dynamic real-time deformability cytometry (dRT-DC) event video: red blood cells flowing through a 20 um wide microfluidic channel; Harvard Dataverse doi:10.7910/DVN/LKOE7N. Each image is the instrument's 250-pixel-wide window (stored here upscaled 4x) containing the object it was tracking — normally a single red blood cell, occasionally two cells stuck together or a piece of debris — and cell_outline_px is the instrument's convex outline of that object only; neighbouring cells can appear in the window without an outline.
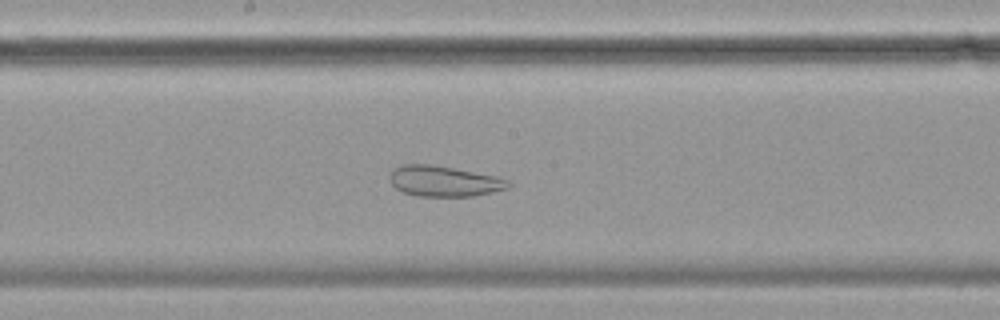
{"species": "common noctule bat (a hibernating species)", "species_latin": "Nyctalus noctula", "temperature_condition": "cold", "stored_images_in_passage": 55, "camera_frame_rate_fps": 3000, "um_per_image_px": 0.085, "animal": {"sex": "female", "body_mass_g": 19.9}, "frame": {"image": 1, "passage_image": 27, "time_ms": 8.667, "image_size_px": [1000, 320], "cell_outline_px": [[512, 184], [508, 188], [492, 192], [472, 196], [420, 196], [404, 192], [396, 188], [388, 180], [388, 176], [392, 168], [400, 164], [428, 164], [452, 168], [496, 176], [508, 180]], "centroid_in_image_um": [37.7, 15.39], "position_along_channel_um": 210.5, "area_um2": 21.15}}
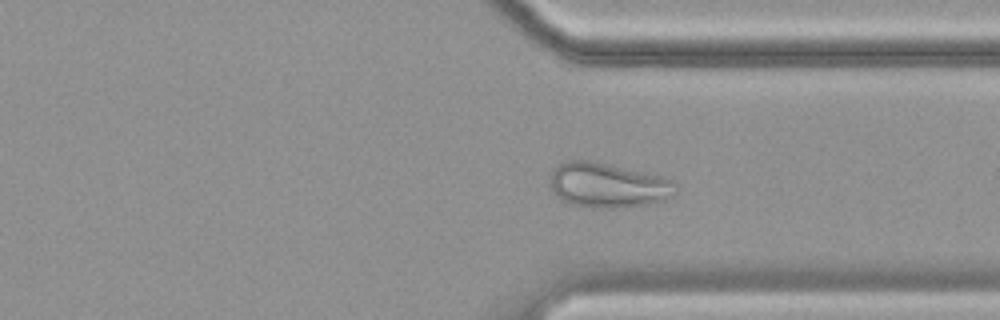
{"frame": {"image": 2, "passage_image": 40, "time_ms": 13.0, "image_size_px": [1000, 320], "cell_outline_px": [[676, 192], [668, 200], [648, 204], [612, 208], [592, 208], [572, 204], [560, 200], [552, 192], [548, 184], [548, 176], [560, 164], [568, 160], [588, 160], [660, 176], [672, 180]], "centroid_in_image_um": [51.6, 15.76], "position_along_channel_um": 359.8, "area_um2": 32.77}}
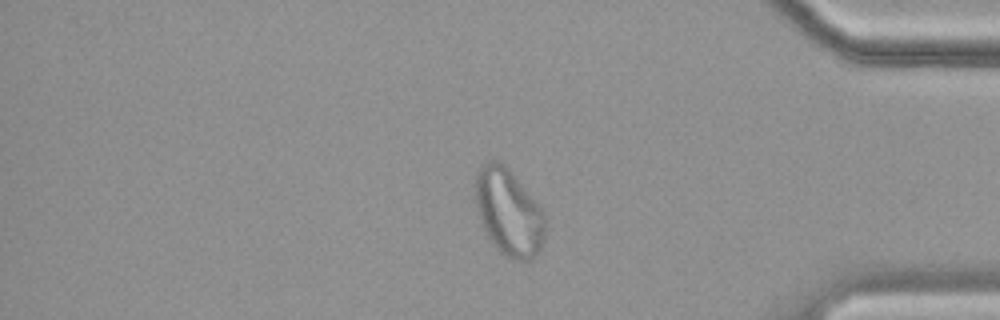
{"frame": {"image": 3, "passage_image": 45, "time_ms": 14.667, "image_size_px": [1000, 320], "cell_outline_px": [[548, 216], [544, 240], [536, 256], [528, 260], [512, 260], [504, 256], [492, 244], [480, 220], [476, 204], [476, 172], [488, 160], [496, 160], [504, 164], [508, 168]], "centroid_in_image_um": [43.27, 18.07], "position_along_channel_um": 391.9, "area_um2": 35.43}}